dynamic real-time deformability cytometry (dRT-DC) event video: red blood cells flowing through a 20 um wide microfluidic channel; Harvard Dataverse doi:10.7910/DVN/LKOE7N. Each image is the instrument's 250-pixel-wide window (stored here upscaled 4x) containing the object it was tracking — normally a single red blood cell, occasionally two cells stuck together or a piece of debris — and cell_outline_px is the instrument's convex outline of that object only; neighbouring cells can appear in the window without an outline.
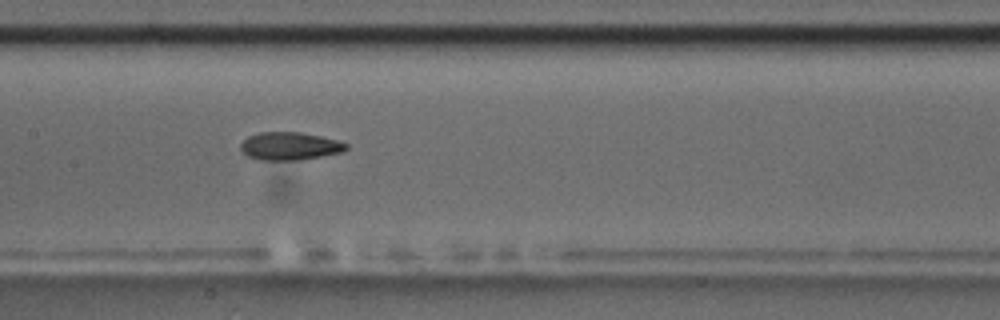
{"species": "common noctule bat (a hibernating species)", "species_latin": "Nyctalus noctula", "temperature_condition": "room temperature", "stored_images_in_passage": 9, "camera_frame_rate_fps": 3000, "um_per_image_px": 0.085, "animal": {"sex": "male", "body_mass_g": 17.5, "forearm_length_mm": 52.3}, "frame": {"image": 1, "passage_image": 8, "time_ms": 9.333, "image_size_px": [1000, 320], "cell_outline_px": [[348, 148], [344, 152], [300, 160], [260, 160], [248, 156], [240, 148], [240, 144], [248, 136], [260, 132], [300, 132], [320, 136], [336, 140], [348, 144]], "centroid_in_image_um": [24.64, 12.42], "position_along_channel_um": 182.8, "area_um2": 17.17}}
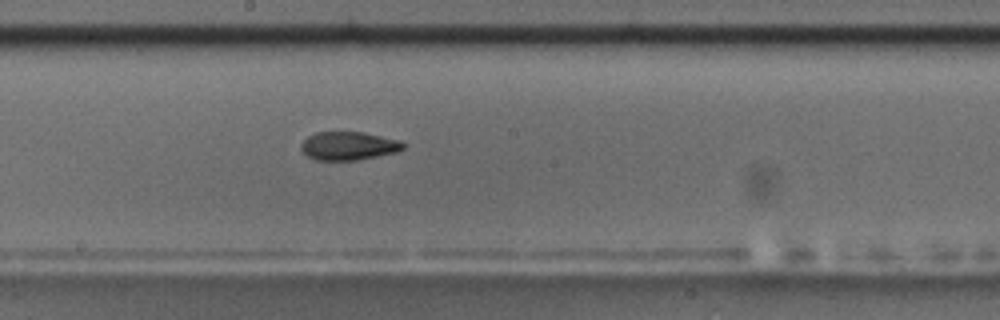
{"frame": {"image": 2, "passage_image": 9, "time_ms": 10.333, "image_size_px": [1000, 320], "cell_outline_px": [[404, 148], [396, 152], [356, 160], [316, 160], [308, 156], [300, 148], [300, 144], [308, 136], [316, 132], [360, 132], [400, 140], [404, 144]], "centroid_in_image_um": [29.6, 12.4], "position_along_channel_um": 218.6, "area_um2": 16.7}}